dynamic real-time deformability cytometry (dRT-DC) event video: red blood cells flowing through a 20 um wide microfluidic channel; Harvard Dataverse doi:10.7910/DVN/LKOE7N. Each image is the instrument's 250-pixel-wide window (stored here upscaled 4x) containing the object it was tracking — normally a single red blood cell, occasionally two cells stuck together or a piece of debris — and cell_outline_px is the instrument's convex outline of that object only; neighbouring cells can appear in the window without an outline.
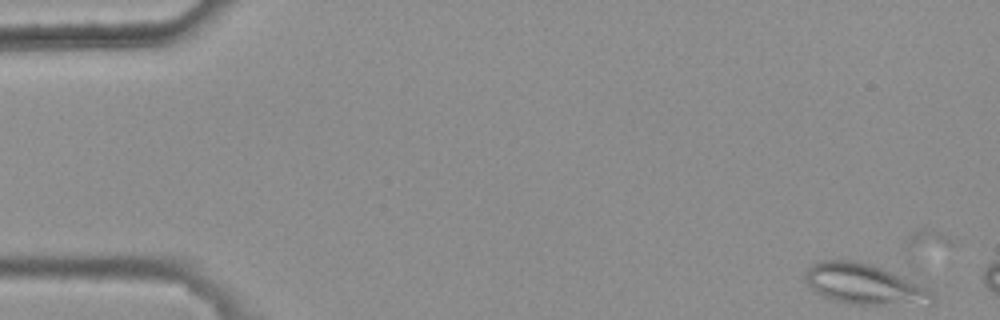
{"species": "common noctule bat (a hibernating species)", "species_latin": "Nyctalus noctula", "temperature_condition": "warm", "stored_images_in_passage": 3, "camera_frame_rate_fps": 3000, "um_per_image_px": 0.085, "animal": {"sex": "female", "body_mass_g": 25.1}, "frame": {"image": 1, "passage_image": 1, "time_ms": 0.0, "image_size_px": [1000, 320], "cell_outline_px": [[936, 300], [932, 304], [852, 304], [832, 300], [820, 296], [804, 280], [804, 272], [812, 264], [820, 260], [852, 260], [872, 264], [920, 284], [932, 292], [936, 296]], "centroid_in_image_um": [73.45, 24.16], "position_along_channel_um": 11.6, "area_um2": 30.11}}